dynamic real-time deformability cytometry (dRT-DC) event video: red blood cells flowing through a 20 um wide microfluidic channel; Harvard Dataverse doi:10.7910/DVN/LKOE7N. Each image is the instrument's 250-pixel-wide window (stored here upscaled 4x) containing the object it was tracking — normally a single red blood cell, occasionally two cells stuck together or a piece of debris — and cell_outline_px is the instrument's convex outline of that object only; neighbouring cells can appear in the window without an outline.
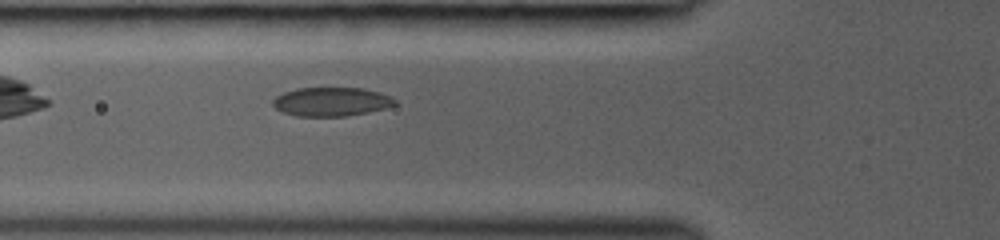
{"species": "common noctule bat (a hibernating species)", "species_latin": "Nyctalus noctula", "temperature_condition": "room temperature", "stored_images_in_passage": 3, "camera_frame_rate_fps": 3000, "um_per_image_px": 0.085, "animal": {"sex": "female", "body_mass_g": 19.0, "forearm_length_mm": 53.3}, "frame": {"image": 1, "passage_image": 3, "time_ms": 0.667, "image_size_px": [1000, 240], "cell_outline_px": [[396, 104], [384, 108], [368, 112], [348, 116], [296, 116], [280, 112], [272, 104], [272, 100], [276, 96], [284, 92], [296, 88], [360, 88], [380, 92], [392, 96], [396, 100]], "centroid_in_image_um": [28.14, 8.65], "position_along_channel_um": 97.7, "area_um2": 20.63}}